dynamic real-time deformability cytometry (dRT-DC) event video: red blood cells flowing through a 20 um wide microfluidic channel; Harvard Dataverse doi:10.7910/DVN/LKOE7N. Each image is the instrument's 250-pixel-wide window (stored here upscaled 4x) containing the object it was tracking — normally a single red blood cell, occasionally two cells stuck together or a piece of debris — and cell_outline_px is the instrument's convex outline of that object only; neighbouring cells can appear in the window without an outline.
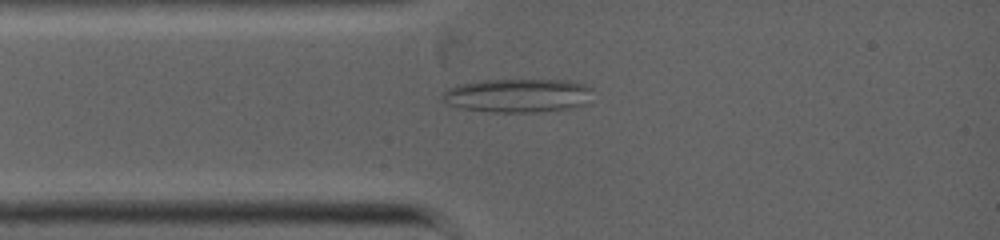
{"species": "common noctule bat (a hibernating species)", "species_latin": "Nyctalus noctula", "temperature_condition": "warm", "stored_images_in_passage": 32, "camera_frame_rate_fps": 5000, "um_per_image_px": 0.085, "animal": {"sex": "female", "body_mass_g": 19.0, "forearm_length_mm": 53.3}, "frame": {"image": 1, "passage_image": 2, "time_ms": 0.4, "image_size_px": [1000, 240], "cell_outline_px": [[592, 88], [588, 104], [576, 108], [540, 112], [488, 112], [460, 108], [448, 104], [440, 96], [448, 88], [456, 84], [484, 80], [568, 80], [584, 84]], "centroid_in_image_um": [44.03, 8.13], "position_along_channel_um": 41.0, "area_um2": 30.0}}
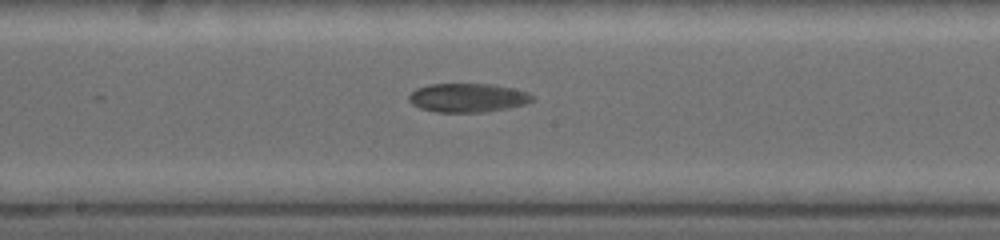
{"frame": {"image": 2, "passage_image": 13, "time_ms": 4.0, "image_size_px": [1000, 240], "cell_outline_px": [[536, 100], [524, 104], [508, 108], [488, 112], [436, 112], [420, 108], [412, 104], [408, 100], [408, 96], [416, 88], [428, 84], [492, 84], [512, 88], [528, 92], [536, 96]], "centroid_in_image_um": [39.78, 8.31], "position_along_channel_um": 208.4, "area_um2": 20.98}}
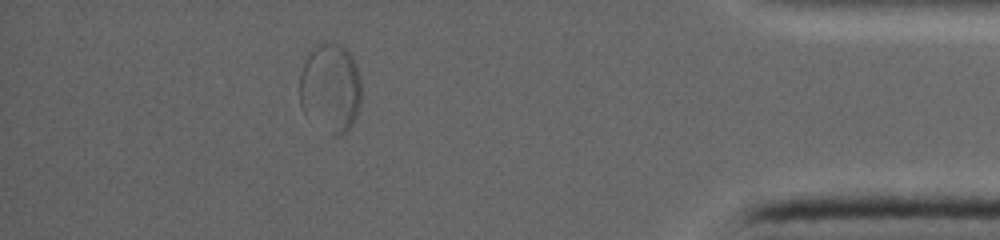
{"frame": {"image": 3, "passage_image": 25, "time_ms": 9.2, "image_size_px": [1000, 240], "cell_outline_px": [[360, 104], [356, 116], [352, 124], [344, 132], [336, 136], [304, 108], [300, 104], [300, 72], [304, 60], [308, 52], [316, 44], [324, 40], [332, 40], [340, 44], [352, 56], [356, 64], [360, 80]], "centroid_in_image_um": [28.1, 7.32], "position_along_channel_um": 407.1, "area_um2": 31.44}}